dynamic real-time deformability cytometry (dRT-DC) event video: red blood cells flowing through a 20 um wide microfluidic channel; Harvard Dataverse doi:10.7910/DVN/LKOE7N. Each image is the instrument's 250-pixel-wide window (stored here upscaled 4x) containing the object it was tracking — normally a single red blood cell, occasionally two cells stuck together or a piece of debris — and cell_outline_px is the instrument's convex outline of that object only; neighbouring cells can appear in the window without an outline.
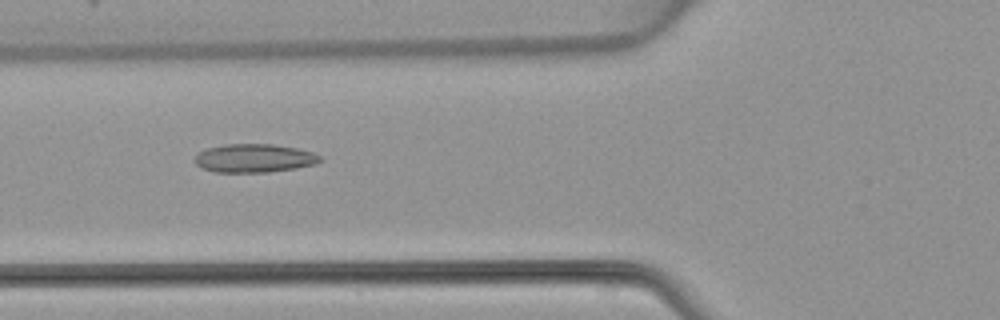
{"species": "common noctule bat (a hibernating species)", "species_latin": "Nyctalus noctula", "temperature_condition": "warm", "stored_images_in_passage": 3, "camera_frame_rate_fps": 3000, "um_per_image_px": 0.085, "animal": {"sex": "female", "body_mass_g": 22.7, "forearm_length_mm": 54.2}, "frame": {"image": 1, "passage_image": 2, "time_ms": 1.0, "image_size_px": [1000, 320], "cell_outline_px": [[324, 160], [316, 164], [296, 168], [268, 172], [216, 172], [200, 168], [196, 164], [196, 156], [200, 152], [208, 148], [224, 144], [272, 144], [296, 148], [312, 152], [320, 156]], "centroid_in_image_um": [21.64, 13.45], "position_along_channel_um": 104.2, "area_um2": 20.75}}
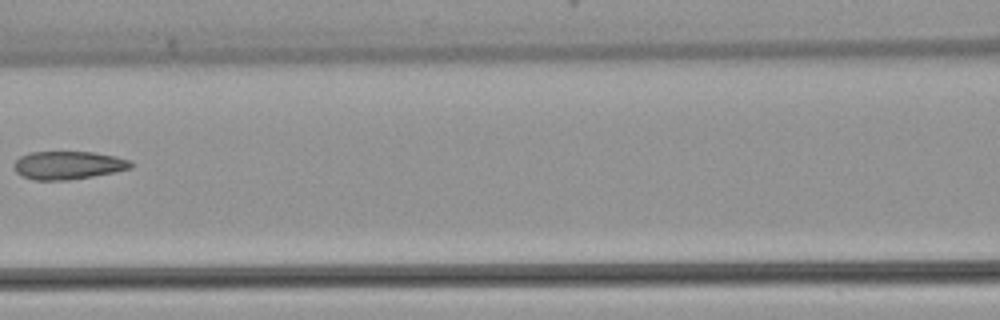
{"frame": {"image": 2, "passage_image": 3, "time_ms": 2.333, "image_size_px": [1000, 320], "cell_outline_px": [[132, 168], [92, 176], [68, 180], [32, 180], [20, 176], [12, 168], [12, 164], [20, 156], [28, 152], [92, 152], [116, 156], [132, 160]], "centroid_in_image_um": [5.74, 14.04], "position_along_channel_um": 160.9, "area_um2": 19.36}}